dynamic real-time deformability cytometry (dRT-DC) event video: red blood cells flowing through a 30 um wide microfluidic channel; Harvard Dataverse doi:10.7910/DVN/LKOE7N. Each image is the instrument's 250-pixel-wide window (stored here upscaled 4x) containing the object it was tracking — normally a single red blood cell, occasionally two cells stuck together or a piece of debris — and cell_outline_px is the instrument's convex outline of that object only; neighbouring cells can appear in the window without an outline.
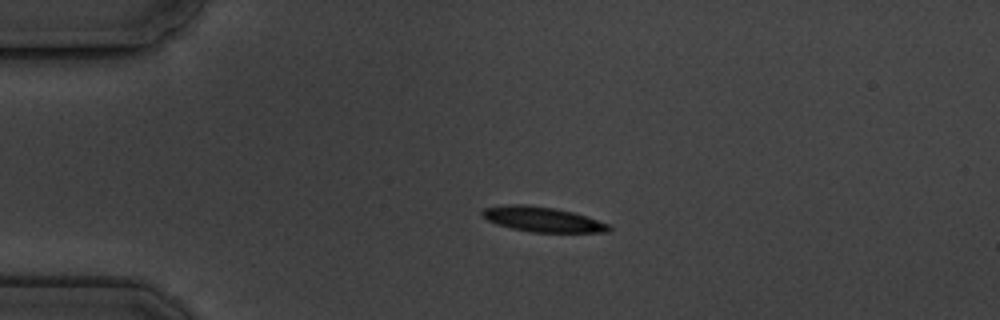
{"species": "common noctule bat (a hibernating species)", "species_latin": "Nyctalus noctula", "temperature_condition": "cold", "stored_images_in_passage": 4, "camera_frame_rate_fps": 3000, "um_per_image_px": 0.085, "animal": {"sex": "male", "body_mass_g": 19.5, "forearm_length_mm": 54.6}, "frame": {"image": 1, "passage_image": 3, "time_ms": 2.333, "image_size_px": [1000, 320], "cell_outline_px": [[612, 228], [608, 232], [532, 232], [512, 228], [496, 224], [488, 220], [480, 212], [484, 208], [508, 204], [524, 204], [556, 208], [572, 212], [608, 224]], "centroid_in_image_um": [46.08, 18.64], "position_along_channel_um": 38.9, "area_um2": 18.21}}